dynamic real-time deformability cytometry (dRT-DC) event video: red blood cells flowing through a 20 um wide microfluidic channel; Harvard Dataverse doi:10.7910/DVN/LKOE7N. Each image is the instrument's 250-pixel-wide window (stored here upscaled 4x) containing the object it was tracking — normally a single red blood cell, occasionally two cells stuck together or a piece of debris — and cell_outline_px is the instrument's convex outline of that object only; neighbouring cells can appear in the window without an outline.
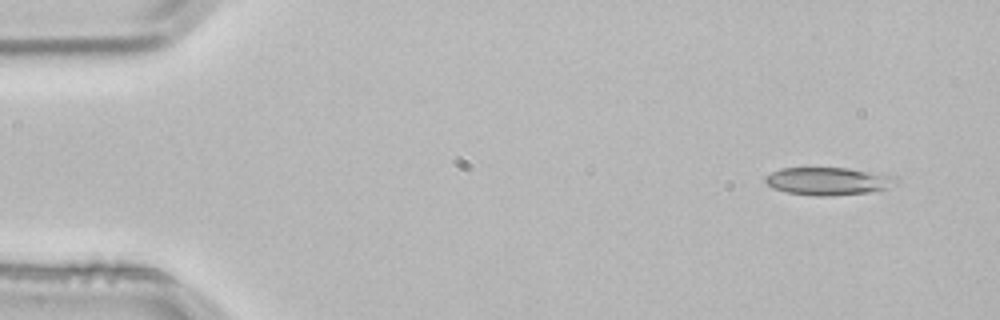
{"species": "common noctule bat (a hibernating species)", "species_latin": "Nyctalus noctula", "temperature_condition": "room temperature", "stored_images_in_passage": 3, "camera_frame_rate_fps": 3000, "um_per_image_px": 0.085, "animal": {"sex": "male", "body_mass_g": 21.5, "forearm_length_mm": 52.0}, "frame": {"image": 1, "passage_image": 1, "time_ms": 0.0, "image_size_px": [1000, 320], "cell_outline_px": [[892, 180], [884, 188], [868, 192], [828, 196], [820, 196], [784, 192], [772, 188], [764, 180], [764, 176], [780, 168], [844, 168], [888, 176]], "centroid_in_image_um": [70.15, 15.4], "position_along_channel_um": 14.9, "area_um2": 20.17}}
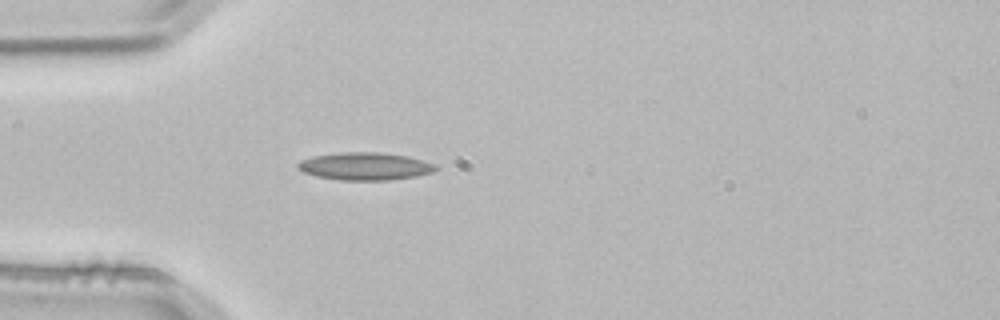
{"frame": {"image": 2, "passage_image": 3, "time_ms": 0.667, "image_size_px": [1000, 320], "cell_outline_px": [[440, 168], [432, 172], [416, 176], [388, 180], [340, 180], [316, 176], [304, 172], [296, 168], [296, 164], [300, 160], [312, 156], [340, 152], [380, 152], [408, 156], [436, 164]], "centroid_in_image_um": [31.02, 14.12], "position_along_channel_um": 54.0, "area_um2": 22.37}}